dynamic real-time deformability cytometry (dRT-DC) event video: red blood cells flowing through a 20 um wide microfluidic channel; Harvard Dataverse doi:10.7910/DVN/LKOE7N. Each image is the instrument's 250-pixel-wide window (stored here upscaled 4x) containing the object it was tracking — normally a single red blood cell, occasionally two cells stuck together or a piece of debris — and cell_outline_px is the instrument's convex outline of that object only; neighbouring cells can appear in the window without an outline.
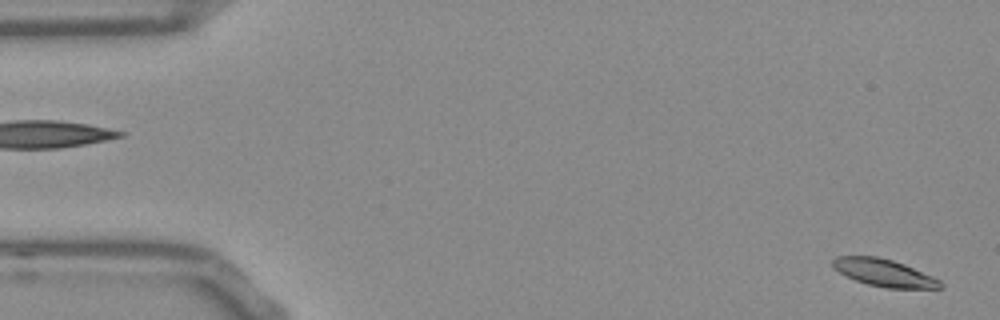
{"species": "Egyptian fruit bat (a non-hibernating species)", "species_latin": "Rousettus aegyptiacus", "temperature_condition": "room temperature", "stored_images_in_passage": 54, "segment_of_instrument_passage": [1, 2], "camera_frame_rate_fps": 3000, "um_per_image_px": 0.085, "frame": {"image": 1, "passage_image": 1, "time_ms": 0.0, "image_size_px": [1000, 320], "cell_outline_px": [[944, 288], [888, 288], [868, 284], [856, 280], [832, 268], [832, 260], [836, 256], [876, 256], [892, 260], [904, 264], [932, 276], [940, 280], [944, 284]], "centroid_in_image_um": [75.15, 23.18], "position_along_channel_um": 9.8, "area_um2": 16.99}}
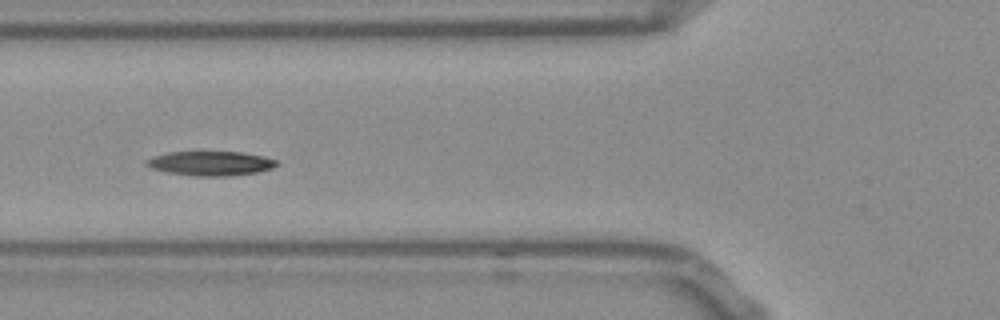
{"frame": {"image": 2, "passage_image": 19, "time_ms": 6.0, "image_size_px": [1000, 320], "cell_outline_px": [[280, 164], [272, 168], [256, 172], [228, 176], [196, 176], [168, 172], [152, 168], [144, 164], [144, 160], [152, 156], [168, 152], [240, 152], [264, 156], [276, 160]], "centroid_in_image_um": [17.88, 13.88], "position_along_channel_um": 107.9, "area_um2": 18.5}}
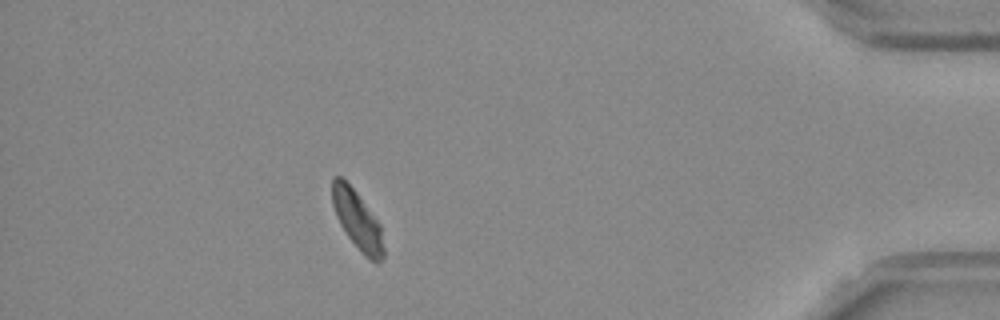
{"frame": {"image": 3, "passage_image": 47, "time_ms": 15.333, "image_size_px": [1000, 320], "cell_outline_px": [[384, 256], [376, 264], [364, 256], [360, 252], [348, 236], [340, 224], [336, 216], [332, 204], [332, 180], [336, 176], [340, 176], [356, 192], [380, 224], [384, 248]], "centroid_in_image_um": [30.38, 18.75], "position_along_channel_um": 404.8, "area_um2": 17.4}}